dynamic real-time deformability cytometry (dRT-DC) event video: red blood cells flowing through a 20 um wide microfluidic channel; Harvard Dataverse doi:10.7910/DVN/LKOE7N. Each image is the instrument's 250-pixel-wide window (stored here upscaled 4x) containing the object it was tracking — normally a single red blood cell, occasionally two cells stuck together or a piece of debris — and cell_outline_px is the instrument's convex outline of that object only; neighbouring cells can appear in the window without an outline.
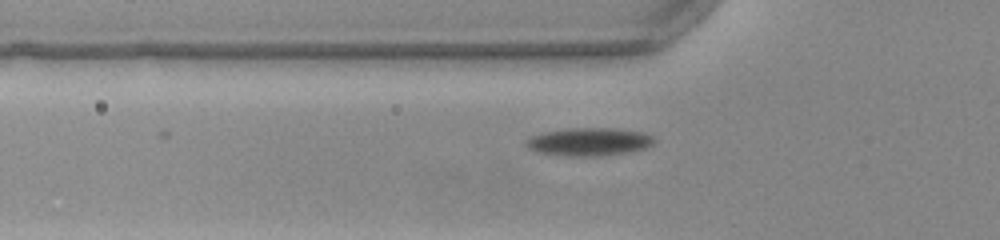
{"species": "common noctule bat (a hibernating species)", "species_latin": "Nyctalus noctula", "temperature_condition": "warm", "stored_images_in_passage": 7, "camera_frame_rate_fps": 3000, "um_per_image_px": 0.085, "animal": {"sex": "female", "body_mass_g": 22.0, "forearm_length_mm": 56.7}, "frame": {"image": 1, "passage_image": 7, "time_ms": 2.0, "image_size_px": [1000, 240], "cell_outline_px": [[656, 140], [648, 148], [628, 152], [592, 156], [568, 156], [536, 152], [528, 148], [524, 144], [524, 140], [532, 136], [544, 132], [572, 128], [612, 128], [644, 132], [652, 136]], "centroid_in_image_um": [50.06, 12.05], "position_along_channel_um": 75.7, "area_um2": 20.92}}